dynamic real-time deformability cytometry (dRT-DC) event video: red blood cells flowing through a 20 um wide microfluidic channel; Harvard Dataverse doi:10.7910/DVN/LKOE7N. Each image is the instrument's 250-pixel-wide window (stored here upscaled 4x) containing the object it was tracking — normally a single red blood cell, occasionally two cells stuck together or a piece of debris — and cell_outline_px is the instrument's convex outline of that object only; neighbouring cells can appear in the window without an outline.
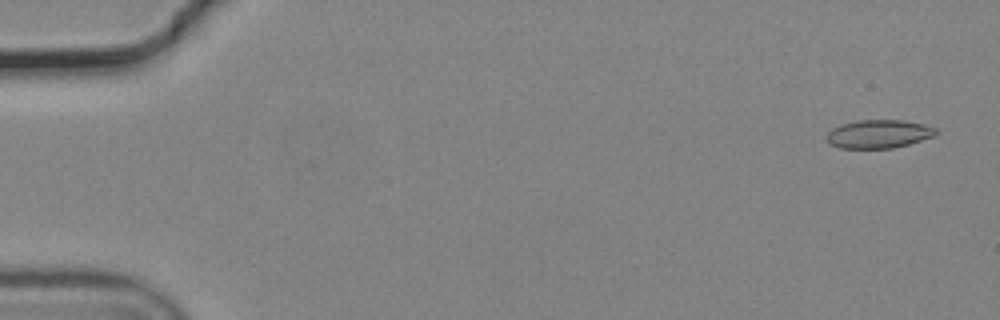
{"species": "common noctule bat (a hibernating species)", "species_latin": "Nyctalus noctula", "temperature_condition": "cold", "stored_images_in_passage": 56, "camera_frame_rate_fps": 3000, "um_per_image_px": 0.085, "animal": {"sex": "male", "body_mass_g": 19.2, "forearm_length_mm": 51.8}, "frame": {"image": 1, "passage_image": 3, "time_ms": 0.667, "image_size_px": [1000, 320], "cell_outline_px": [[940, 132], [936, 136], [908, 144], [892, 148], [840, 148], [828, 144], [824, 136], [832, 128], [840, 124], [860, 120], [904, 120], [924, 124], [936, 128]], "centroid_in_image_um": [74.68, 11.39], "position_along_channel_um": 10.3, "area_um2": 18.38}}
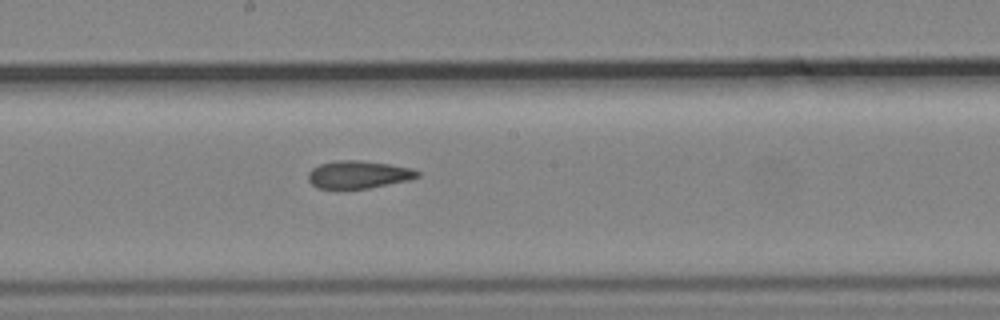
{"frame": {"image": 2, "passage_image": 31, "time_ms": 10.0, "image_size_px": [1000, 320], "cell_outline_px": [[420, 176], [412, 180], [368, 188], [316, 188], [308, 180], [308, 172], [312, 168], [320, 164], [336, 160], [360, 160], [388, 164], [412, 168], [420, 172]], "centroid_in_image_um": [30.49, 14.83], "position_along_channel_um": 217.7, "area_um2": 17.69}}
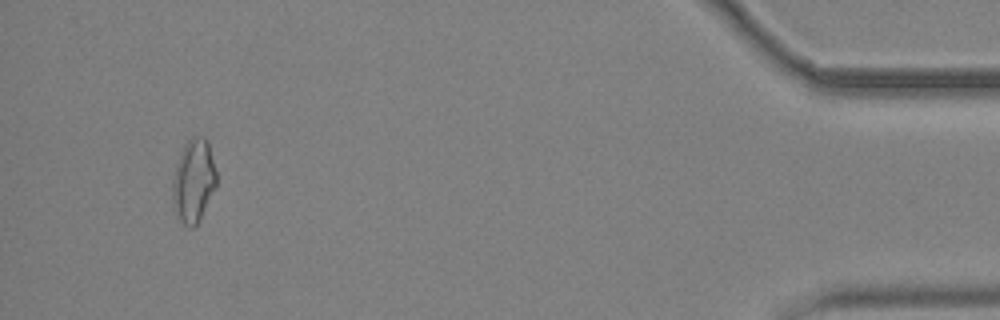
{"frame": {"image": 3, "passage_image": 53, "time_ms": 17.333, "image_size_px": [1000, 320], "cell_outline_px": [[216, 188], [200, 220], [192, 228], [176, 220], [172, 204], [172, 180], [176, 164], [180, 152], [184, 144], [192, 136], [204, 136], [208, 140], [216, 172]], "centroid_in_image_um": [16.43, 15.39], "position_along_channel_um": 418.8, "area_um2": 21.85}, "authors_computed_cell_mechanics": {"area_um2": 18.3515, "velocity_mm_per_s": 3.7358, "shape_relaxation_time_tau1_ms": null, "shape_relaxation_time_tau2_ms": 5.0302, "deformation_change_tau1": null, "deformation_change_tau2": 0.1134}}